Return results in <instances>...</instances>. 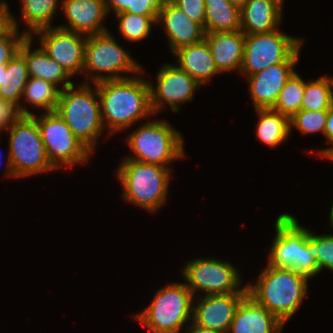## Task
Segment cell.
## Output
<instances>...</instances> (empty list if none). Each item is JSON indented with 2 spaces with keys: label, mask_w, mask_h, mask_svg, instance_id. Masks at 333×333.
I'll list each match as a JSON object with an SVG mask.
<instances>
[{
  "label": "cell",
  "mask_w": 333,
  "mask_h": 333,
  "mask_svg": "<svg viewBox=\"0 0 333 333\" xmlns=\"http://www.w3.org/2000/svg\"><path fill=\"white\" fill-rule=\"evenodd\" d=\"M191 20L205 27V0H170Z\"/></svg>",
  "instance_id": "35"
},
{
  "label": "cell",
  "mask_w": 333,
  "mask_h": 333,
  "mask_svg": "<svg viewBox=\"0 0 333 333\" xmlns=\"http://www.w3.org/2000/svg\"><path fill=\"white\" fill-rule=\"evenodd\" d=\"M205 40L221 73L231 70L240 73L245 43V34L241 30L206 33Z\"/></svg>",
  "instance_id": "21"
},
{
  "label": "cell",
  "mask_w": 333,
  "mask_h": 333,
  "mask_svg": "<svg viewBox=\"0 0 333 333\" xmlns=\"http://www.w3.org/2000/svg\"><path fill=\"white\" fill-rule=\"evenodd\" d=\"M106 9L115 14L124 12L126 9H132V0H106Z\"/></svg>",
  "instance_id": "40"
},
{
  "label": "cell",
  "mask_w": 333,
  "mask_h": 333,
  "mask_svg": "<svg viewBox=\"0 0 333 333\" xmlns=\"http://www.w3.org/2000/svg\"><path fill=\"white\" fill-rule=\"evenodd\" d=\"M142 77L130 75L94 84L100 99L102 121L110 135L128 130L136 121L153 115L149 82Z\"/></svg>",
  "instance_id": "1"
},
{
  "label": "cell",
  "mask_w": 333,
  "mask_h": 333,
  "mask_svg": "<svg viewBox=\"0 0 333 333\" xmlns=\"http://www.w3.org/2000/svg\"><path fill=\"white\" fill-rule=\"evenodd\" d=\"M41 116L33 114L41 133L46 154L51 164L61 167L75 166L88 162L92 152L71 131L67 123L56 111L43 112Z\"/></svg>",
  "instance_id": "10"
},
{
  "label": "cell",
  "mask_w": 333,
  "mask_h": 333,
  "mask_svg": "<svg viewBox=\"0 0 333 333\" xmlns=\"http://www.w3.org/2000/svg\"><path fill=\"white\" fill-rule=\"evenodd\" d=\"M60 3L68 25L58 27L86 36L109 31L102 24L108 15L106 0H62Z\"/></svg>",
  "instance_id": "17"
},
{
  "label": "cell",
  "mask_w": 333,
  "mask_h": 333,
  "mask_svg": "<svg viewBox=\"0 0 333 333\" xmlns=\"http://www.w3.org/2000/svg\"><path fill=\"white\" fill-rule=\"evenodd\" d=\"M303 41L301 38L288 36L279 29L269 33L245 35L240 73L247 77L284 62Z\"/></svg>",
  "instance_id": "12"
},
{
  "label": "cell",
  "mask_w": 333,
  "mask_h": 333,
  "mask_svg": "<svg viewBox=\"0 0 333 333\" xmlns=\"http://www.w3.org/2000/svg\"><path fill=\"white\" fill-rule=\"evenodd\" d=\"M323 158H327L333 161V148H331L324 156Z\"/></svg>",
  "instance_id": "44"
},
{
  "label": "cell",
  "mask_w": 333,
  "mask_h": 333,
  "mask_svg": "<svg viewBox=\"0 0 333 333\" xmlns=\"http://www.w3.org/2000/svg\"><path fill=\"white\" fill-rule=\"evenodd\" d=\"M61 0H21V17L28 30H23L32 37L38 30L48 28L59 8Z\"/></svg>",
  "instance_id": "27"
},
{
  "label": "cell",
  "mask_w": 333,
  "mask_h": 333,
  "mask_svg": "<svg viewBox=\"0 0 333 333\" xmlns=\"http://www.w3.org/2000/svg\"><path fill=\"white\" fill-rule=\"evenodd\" d=\"M16 29L8 38L0 39V65H6L20 50L21 44L28 37Z\"/></svg>",
  "instance_id": "34"
},
{
  "label": "cell",
  "mask_w": 333,
  "mask_h": 333,
  "mask_svg": "<svg viewBox=\"0 0 333 333\" xmlns=\"http://www.w3.org/2000/svg\"><path fill=\"white\" fill-rule=\"evenodd\" d=\"M275 230L268 265L294 270L309 279L318 275L309 229L301 226L291 214L283 213L275 220Z\"/></svg>",
  "instance_id": "4"
},
{
  "label": "cell",
  "mask_w": 333,
  "mask_h": 333,
  "mask_svg": "<svg viewBox=\"0 0 333 333\" xmlns=\"http://www.w3.org/2000/svg\"><path fill=\"white\" fill-rule=\"evenodd\" d=\"M329 218H330L329 223H330L331 227L333 228V202H332V205H331Z\"/></svg>",
  "instance_id": "46"
},
{
  "label": "cell",
  "mask_w": 333,
  "mask_h": 333,
  "mask_svg": "<svg viewBox=\"0 0 333 333\" xmlns=\"http://www.w3.org/2000/svg\"><path fill=\"white\" fill-rule=\"evenodd\" d=\"M188 327H189V329H188ZM185 328L188 329L187 330L188 333H228L226 331L209 329V328H206V327L194 325L192 322H191L190 326L188 325Z\"/></svg>",
  "instance_id": "41"
},
{
  "label": "cell",
  "mask_w": 333,
  "mask_h": 333,
  "mask_svg": "<svg viewBox=\"0 0 333 333\" xmlns=\"http://www.w3.org/2000/svg\"><path fill=\"white\" fill-rule=\"evenodd\" d=\"M7 130L6 177L23 178L56 170L47 157L37 120L32 115H21Z\"/></svg>",
  "instance_id": "5"
},
{
  "label": "cell",
  "mask_w": 333,
  "mask_h": 333,
  "mask_svg": "<svg viewBox=\"0 0 333 333\" xmlns=\"http://www.w3.org/2000/svg\"><path fill=\"white\" fill-rule=\"evenodd\" d=\"M27 62L24 56L18 52L7 64L3 71L2 84L0 85V98L11 101L17 106L20 115H33L21 104L20 99L24 87L28 81Z\"/></svg>",
  "instance_id": "24"
},
{
  "label": "cell",
  "mask_w": 333,
  "mask_h": 333,
  "mask_svg": "<svg viewBox=\"0 0 333 333\" xmlns=\"http://www.w3.org/2000/svg\"><path fill=\"white\" fill-rule=\"evenodd\" d=\"M182 276L194 298L199 291L205 295L248 293L246 285L241 287L236 266L222 259L195 258L185 264Z\"/></svg>",
  "instance_id": "11"
},
{
  "label": "cell",
  "mask_w": 333,
  "mask_h": 333,
  "mask_svg": "<svg viewBox=\"0 0 333 333\" xmlns=\"http://www.w3.org/2000/svg\"><path fill=\"white\" fill-rule=\"evenodd\" d=\"M2 132H3V129L0 127V138H1Z\"/></svg>",
  "instance_id": "47"
},
{
  "label": "cell",
  "mask_w": 333,
  "mask_h": 333,
  "mask_svg": "<svg viewBox=\"0 0 333 333\" xmlns=\"http://www.w3.org/2000/svg\"><path fill=\"white\" fill-rule=\"evenodd\" d=\"M183 140L166 120H148L127 136L126 143L133 156L124 159L170 168L173 161L185 156Z\"/></svg>",
  "instance_id": "7"
},
{
  "label": "cell",
  "mask_w": 333,
  "mask_h": 333,
  "mask_svg": "<svg viewBox=\"0 0 333 333\" xmlns=\"http://www.w3.org/2000/svg\"><path fill=\"white\" fill-rule=\"evenodd\" d=\"M32 39L33 37L28 36L19 50L27 62L29 77L49 81L57 87L62 86L61 90L73 85L67 71L56 60L50 58L42 47L30 50Z\"/></svg>",
  "instance_id": "22"
},
{
  "label": "cell",
  "mask_w": 333,
  "mask_h": 333,
  "mask_svg": "<svg viewBox=\"0 0 333 333\" xmlns=\"http://www.w3.org/2000/svg\"><path fill=\"white\" fill-rule=\"evenodd\" d=\"M194 296L185 283H168L142 312L133 315L151 333H181L191 319Z\"/></svg>",
  "instance_id": "8"
},
{
  "label": "cell",
  "mask_w": 333,
  "mask_h": 333,
  "mask_svg": "<svg viewBox=\"0 0 333 333\" xmlns=\"http://www.w3.org/2000/svg\"><path fill=\"white\" fill-rule=\"evenodd\" d=\"M20 116L16 105L0 98V127L3 130L9 128Z\"/></svg>",
  "instance_id": "37"
},
{
  "label": "cell",
  "mask_w": 333,
  "mask_h": 333,
  "mask_svg": "<svg viewBox=\"0 0 333 333\" xmlns=\"http://www.w3.org/2000/svg\"><path fill=\"white\" fill-rule=\"evenodd\" d=\"M124 12L142 16H158L159 13L147 0H132V9H126Z\"/></svg>",
  "instance_id": "38"
},
{
  "label": "cell",
  "mask_w": 333,
  "mask_h": 333,
  "mask_svg": "<svg viewBox=\"0 0 333 333\" xmlns=\"http://www.w3.org/2000/svg\"><path fill=\"white\" fill-rule=\"evenodd\" d=\"M171 169L154 164L123 159L116 171L126 202L148 212H156L164 206L172 178Z\"/></svg>",
  "instance_id": "6"
},
{
  "label": "cell",
  "mask_w": 333,
  "mask_h": 333,
  "mask_svg": "<svg viewBox=\"0 0 333 333\" xmlns=\"http://www.w3.org/2000/svg\"><path fill=\"white\" fill-rule=\"evenodd\" d=\"M309 239L318 264V273L324 268L333 272V235H316L309 231Z\"/></svg>",
  "instance_id": "33"
},
{
  "label": "cell",
  "mask_w": 333,
  "mask_h": 333,
  "mask_svg": "<svg viewBox=\"0 0 333 333\" xmlns=\"http://www.w3.org/2000/svg\"><path fill=\"white\" fill-rule=\"evenodd\" d=\"M284 325L247 293L236 310L228 333H280Z\"/></svg>",
  "instance_id": "19"
},
{
  "label": "cell",
  "mask_w": 333,
  "mask_h": 333,
  "mask_svg": "<svg viewBox=\"0 0 333 333\" xmlns=\"http://www.w3.org/2000/svg\"><path fill=\"white\" fill-rule=\"evenodd\" d=\"M173 56L178 59L176 65L192 76L201 86L220 73L205 39L176 50Z\"/></svg>",
  "instance_id": "23"
},
{
  "label": "cell",
  "mask_w": 333,
  "mask_h": 333,
  "mask_svg": "<svg viewBox=\"0 0 333 333\" xmlns=\"http://www.w3.org/2000/svg\"><path fill=\"white\" fill-rule=\"evenodd\" d=\"M156 85L150 87V106L153 114L157 115L165 104L177 112L180 106L187 101H192L193 94L200 84L187 72L177 65L166 63L160 67L156 75Z\"/></svg>",
  "instance_id": "13"
},
{
  "label": "cell",
  "mask_w": 333,
  "mask_h": 333,
  "mask_svg": "<svg viewBox=\"0 0 333 333\" xmlns=\"http://www.w3.org/2000/svg\"><path fill=\"white\" fill-rule=\"evenodd\" d=\"M324 135L327 139L326 141L332 144V146L319 150L317 153L320 156H324L331 148H333V105L327 110V120Z\"/></svg>",
  "instance_id": "39"
},
{
  "label": "cell",
  "mask_w": 333,
  "mask_h": 333,
  "mask_svg": "<svg viewBox=\"0 0 333 333\" xmlns=\"http://www.w3.org/2000/svg\"><path fill=\"white\" fill-rule=\"evenodd\" d=\"M149 3L160 12L161 9L167 4L169 0H147Z\"/></svg>",
  "instance_id": "42"
},
{
  "label": "cell",
  "mask_w": 333,
  "mask_h": 333,
  "mask_svg": "<svg viewBox=\"0 0 333 333\" xmlns=\"http://www.w3.org/2000/svg\"><path fill=\"white\" fill-rule=\"evenodd\" d=\"M40 34L39 43L47 55L56 60L72 77L83 73L85 44L87 36L66 30L58 26H50L36 31Z\"/></svg>",
  "instance_id": "14"
},
{
  "label": "cell",
  "mask_w": 333,
  "mask_h": 333,
  "mask_svg": "<svg viewBox=\"0 0 333 333\" xmlns=\"http://www.w3.org/2000/svg\"><path fill=\"white\" fill-rule=\"evenodd\" d=\"M60 90L49 81L29 77L22 98L35 108L44 109L45 112H53L57 107Z\"/></svg>",
  "instance_id": "28"
},
{
  "label": "cell",
  "mask_w": 333,
  "mask_h": 333,
  "mask_svg": "<svg viewBox=\"0 0 333 333\" xmlns=\"http://www.w3.org/2000/svg\"><path fill=\"white\" fill-rule=\"evenodd\" d=\"M282 6L281 0H248L240 10V30L245 35H250L279 29Z\"/></svg>",
  "instance_id": "20"
},
{
  "label": "cell",
  "mask_w": 333,
  "mask_h": 333,
  "mask_svg": "<svg viewBox=\"0 0 333 333\" xmlns=\"http://www.w3.org/2000/svg\"><path fill=\"white\" fill-rule=\"evenodd\" d=\"M142 67L130 52L116 42L109 31L87 36L83 71L87 75V81L83 83H88V79L95 84L104 80L128 78L123 72L143 74Z\"/></svg>",
  "instance_id": "9"
},
{
  "label": "cell",
  "mask_w": 333,
  "mask_h": 333,
  "mask_svg": "<svg viewBox=\"0 0 333 333\" xmlns=\"http://www.w3.org/2000/svg\"><path fill=\"white\" fill-rule=\"evenodd\" d=\"M3 71H6V65H0V85L2 84Z\"/></svg>",
  "instance_id": "45"
},
{
  "label": "cell",
  "mask_w": 333,
  "mask_h": 333,
  "mask_svg": "<svg viewBox=\"0 0 333 333\" xmlns=\"http://www.w3.org/2000/svg\"><path fill=\"white\" fill-rule=\"evenodd\" d=\"M327 110H303L296 112L289 118L290 132L296 128L301 134H324L326 128Z\"/></svg>",
  "instance_id": "32"
},
{
  "label": "cell",
  "mask_w": 333,
  "mask_h": 333,
  "mask_svg": "<svg viewBox=\"0 0 333 333\" xmlns=\"http://www.w3.org/2000/svg\"><path fill=\"white\" fill-rule=\"evenodd\" d=\"M301 44L284 62L247 76L249 93L255 109L272 108L285 83L296 72Z\"/></svg>",
  "instance_id": "15"
},
{
  "label": "cell",
  "mask_w": 333,
  "mask_h": 333,
  "mask_svg": "<svg viewBox=\"0 0 333 333\" xmlns=\"http://www.w3.org/2000/svg\"><path fill=\"white\" fill-rule=\"evenodd\" d=\"M304 91L305 81L295 72L279 92L277 101L271 109L290 118L301 110Z\"/></svg>",
  "instance_id": "30"
},
{
  "label": "cell",
  "mask_w": 333,
  "mask_h": 333,
  "mask_svg": "<svg viewBox=\"0 0 333 333\" xmlns=\"http://www.w3.org/2000/svg\"><path fill=\"white\" fill-rule=\"evenodd\" d=\"M206 33L240 30V9L229 0H205Z\"/></svg>",
  "instance_id": "26"
},
{
  "label": "cell",
  "mask_w": 333,
  "mask_h": 333,
  "mask_svg": "<svg viewBox=\"0 0 333 333\" xmlns=\"http://www.w3.org/2000/svg\"><path fill=\"white\" fill-rule=\"evenodd\" d=\"M308 280V277L294 270L267 264L258 281L246 286L250 296L285 324L307 296Z\"/></svg>",
  "instance_id": "2"
},
{
  "label": "cell",
  "mask_w": 333,
  "mask_h": 333,
  "mask_svg": "<svg viewBox=\"0 0 333 333\" xmlns=\"http://www.w3.org/2000/svg\"><path fill=\"white\" fill-rule=\"evenodd\" d=\"M255 110L259 117L256 135L263 144L275 148L288 139L290 134L288 116L271 108Z\"/></svg>",
  "instance_id": "25"
},
{
  "label": "cell",
  "mask_w": 333,
  "mask_h": 333,
  "mask_svg": "<svg viewBox=\"0 0 333 333\" xmlns=\"http://www.w3.org/2000/svg\"><path fill=\"white\" fill-rule=\"evenodd\" d=\"M234 6H236L238 9H242L248 0H229Z\"/></svg>",
  "instance_id": "43"
},
{
  "label": "cell",
  "mask_w": 333,
  "mask_h": 333,
  "mask_svg": "<svg viewBox=\"0 0 333 333\" xmlns=\"http://www.w3.org/2000/svg\"><path fill=\"white\" fill-rule=\"evenodd\" d=\"M246 294H202L200 298L195 297L193 301L192 321L190 322L209 329L228 332L236 310Z\"/></svg>",
  "instance_id": "16"
},
{
  "label": "cell",
  "mask_w": 333,
  "mask_h": 333,
  "mask_svg": "<svg viewBox=\"0 0 333 333\" xmlns=\"http://www.w3.org/2000/svg\"><path fill=\"white\" fill-rule=\"evenodd\" d=\"M80 87L71 85L60 90L56 112L67 123L73 134L92 152L98 137L105 129L97 87L82 83Z\"/></svg>",
  "instance_id": "3"
},
{
  "label": "cell",
  "mask_w": 333,
  "mask_h": 333,
  "mask_svg": "<svg viewBox=\"0 0 333 333\" xmlns=\"http://www.w3.org/2000/svg\"><path fill=\"white\" fill-rule=\"evenodd\" d=\"M162 23L168 36L169 48L174 53L176 50L196 44L205 39L204 28L191 20L184 12L170 0L158 13L156 22Z\"/></svg>",
  "instance_id": "18"
},
{
  "label": "cell",
  "mask_w": 333,
  "mask_h": 333,
  "mask_svg": "<svg viewBox=\"0 0 333 333\" xmlns=\"http://www.w3.org/2000/svg\"><path fill=\"white\" fill-rule=\"evenodd\" d=\"M333 105V77L322 76L305 82L302 98L303 110H328Z\"/></svg>",
  "instance_id": "29"
},
{
  "label": "cell",
  "mask_w": 333,
  "mask_h": 333,
  "mask_svg": "<svg viewBox=\"0 0 333 333\" xmlns=\"http://www.w3.org/2000/svg\"><path fill=\"white\" fill-rule=\"evenodd\" d=\"M115 16L118 19L121 35L131 42H138L148 37L158 19V16H142L128 12L117 13Z\"/></svg>",
  "instance_id": "31"
},
{
  "label": "cell",
  "mask_w": 333,
  "mask_h": 333,
  "mask_svg": "<svg viewBox=\"0 0 333 333\" xmlns=\"http://www.w3.org/2000/svg\"><path fill=\"white\" fill-rule=\"evenodd\" d=\"M19 24L9 11V5L6 1H0V39L8 38Z\"/></svg>",
  "instance_id": "36"
}]
</instances>
